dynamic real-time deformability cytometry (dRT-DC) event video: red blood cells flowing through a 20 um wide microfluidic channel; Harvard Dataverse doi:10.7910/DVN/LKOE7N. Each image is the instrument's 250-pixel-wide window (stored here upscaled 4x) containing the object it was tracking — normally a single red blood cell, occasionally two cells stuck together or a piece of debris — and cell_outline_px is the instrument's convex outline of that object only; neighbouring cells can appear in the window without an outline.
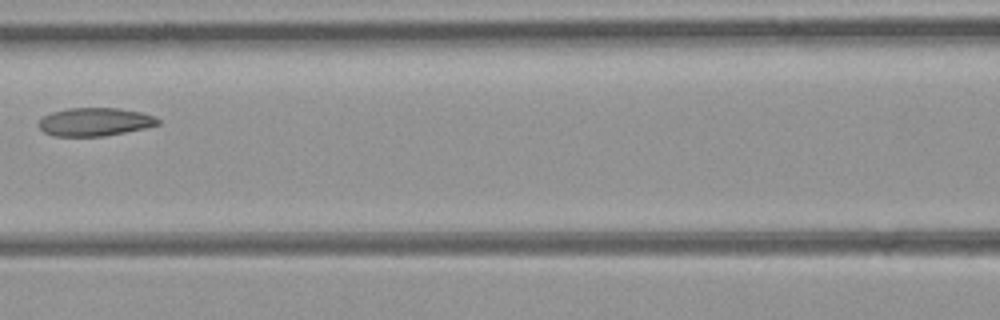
{"species": "common noctule bat (a hibernating species)", "species_latin": "Nyctalus noctula", "temperature_condition": "room temperature", "stored_images_in_passage": 7, "camera_frame_rate_fps": 3000, "um_per_image_px": 0.085, "animal": {"sex": "female", "body_mass_g": 21.9}, "frame": {"image": 1, "passage_image": 5, "time_ms": 1.333, "image_size_px": [1000, 320], "cell_outline_px": [[160, 124], [144, 128], [104, 136], [56, 136], [44, 132], [36, 124], [44, 116], [52, 112], [68, 108], [120, 108], [140, 112], [156, 116], [160, 120]], "centroid_in_image_um": [8.07, 10.35], "position_along_channel_um": 158.5, "area_um2": 19.59}}
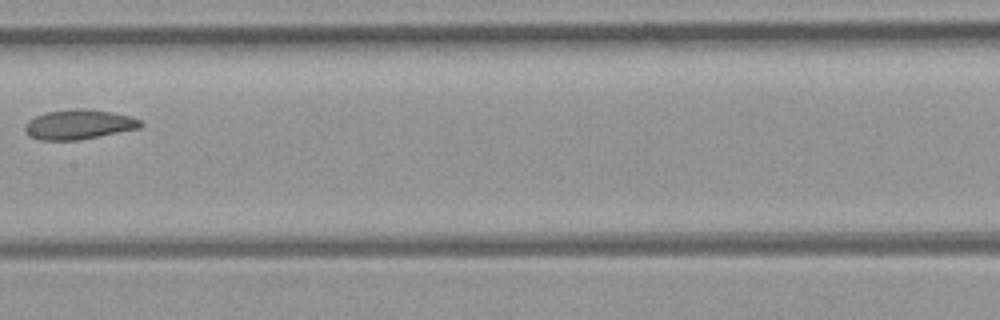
{"frame": {"image": 2, "passage_image": 6, "time_ms": 1.667, "image_size_px": [1000, 320], "cell_outline_px": [[144, 124], [140, 128], [76, 140], [40, 140], [32, 136], [24, 128], [24, 124], [28, 120], [44, 112], [76, 108], [80, 108], [108, 112], [128, 116], [140, 120]], "centroid_in_image_um": [6.67, 10.57], "position_along_channel_um": 200.7, "area_um2": 19.65}}
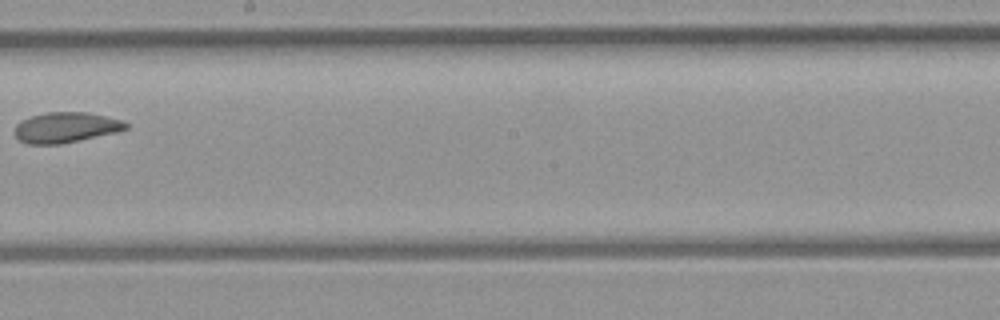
{"frame": {"image": 3, "passage_image": 7, "time_ms": 2.0, "image_size_px": [1000, 320], "cell_outline_px": [[128, 128], [116, 132], [60, 144], [28, 144], [20, 140], [12, 132], [16, 124], [32, 116], [48, 112], [84, 112], [104, 116], [120, 120], [128, 124]], "centroid_in_image_um": [5.55, 10.84], "position_along_channel_um": 242.6, "area_um2": 19.42}}